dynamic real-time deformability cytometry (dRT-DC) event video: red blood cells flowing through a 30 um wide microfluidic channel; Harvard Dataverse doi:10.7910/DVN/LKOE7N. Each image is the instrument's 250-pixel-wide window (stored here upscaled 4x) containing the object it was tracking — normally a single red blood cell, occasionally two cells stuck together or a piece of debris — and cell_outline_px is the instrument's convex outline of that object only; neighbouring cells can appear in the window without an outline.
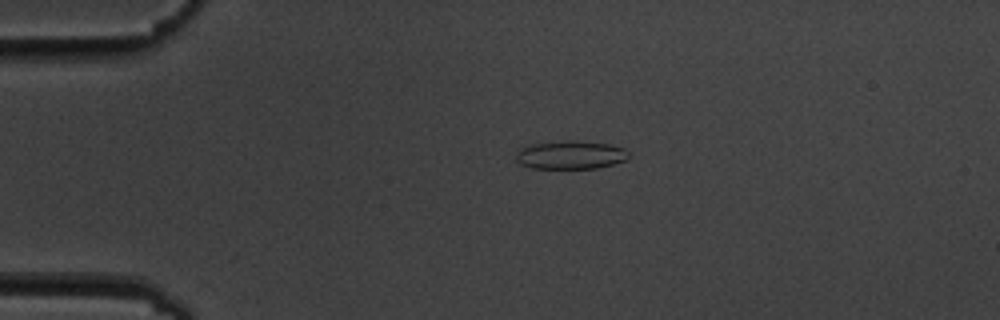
{"species": "common noctule bat (a hibernating species)", "species_latin": "Nyctalus noctula", "temperature_condition": "cold", "stored_images_in_passage": 15, "camera_frame_rate_fps": 3000, "um_per_image_px": 0.085, "animal": {"sex": "male", "body_mass_g": 19.5, "forearm_length_mm": 54.6}, "frame": {"image": 1, "passage_image": 4, "time_ms": 3.333, "image_size_px": [1000, 320], "cell_outline_px": [[628, 156], [624, 160], [612, 164], [596, 168], [532, 168], [520, 164], [516, 160], [516, 152], [520, 148], [528, 144], [568, 140], [572, 140], [608, 144], [624, 148], [628, 152]], "centroid_in_image_um": [48.44, 13.16], "position_along_channel_um": 36.6, "area_um2": 18.55}}
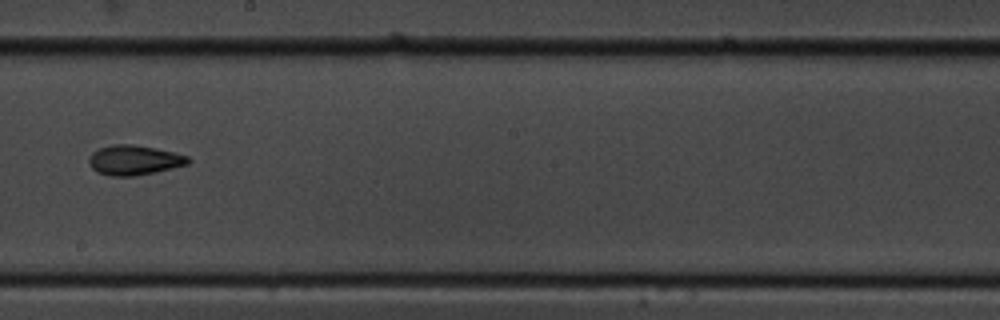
{"frame": {"image": 2, "passage_image": 9, "time_ms": 10.0, "image_size_px": [1000, 320], "cell_outline_px": [[192, 160], [188, 164], [156, 172], [136, 176], [108, 176], [96, 172], [88, 164], [88, 160], [92, 152], [100, 148], [112, 144], [132, 144], [156, 148], [188, 156]], "centroid_in_image_um": [11.38, 13.62], "position_along_channel_um": 236.8, "area_um2": 17.4}}
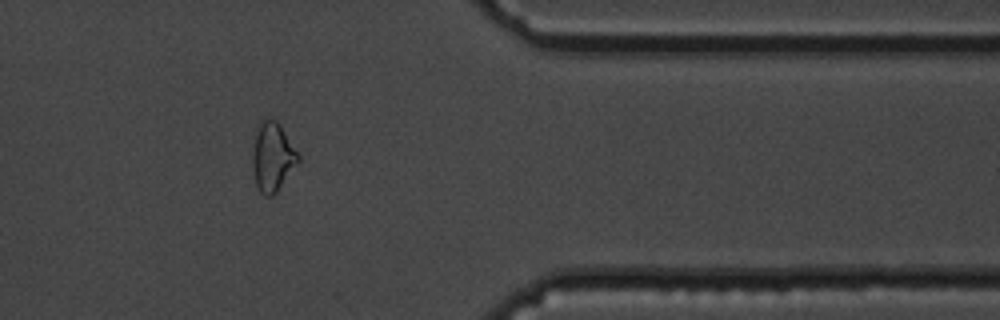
{"frame": {"image": 3, "passage_image": 13, "time_ms": 14.667, "image_size_px": [1000, 320], "cell_outline_px": [[300, 160], [276, 192], [272, 196], [268, 196], [260, 192], [256, 184], [252, 168], [252, 136], [260, 120], [268, 116], [272, 116], [280, 124], [300, 156]], "centroid_in_image_um": [23.12, 13.25], "position_along_channel_um": 388.3, "area_um2": 18.79}, "authors_computed_cell_mechanics": {"area_um2": 18.5538, "velocity_mm_per_s": 3.5745, "shape_relaxation_time_tau1_ms": null, "shape_relaxation_time_tau2_ms": 2.7159, "deformation_change_tau1": null, "deformation_change_tau2": 0.0791}}